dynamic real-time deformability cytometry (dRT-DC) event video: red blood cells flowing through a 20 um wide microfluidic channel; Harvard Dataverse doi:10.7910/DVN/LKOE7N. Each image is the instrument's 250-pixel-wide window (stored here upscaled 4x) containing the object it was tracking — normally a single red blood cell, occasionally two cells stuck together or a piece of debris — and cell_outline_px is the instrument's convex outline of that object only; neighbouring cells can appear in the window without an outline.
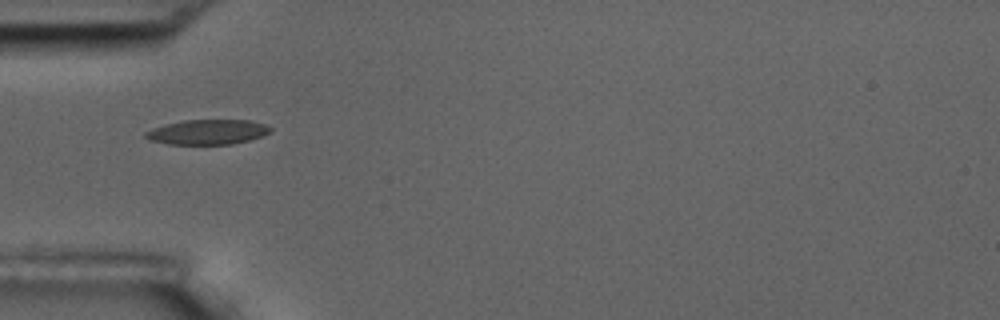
{"species": "common noctule bat (a hibernating species)", "species_latin": "Nyctalus noctula", "temperature_condition": "room temperature", "stored_images_in_passage": 9, "camera_frame_rate_fps": 3000, "um_per_image_px": 0.085, "animal": {"sex": "male", "body_mass_g": 17.5, "forearm_length_mm": 52.3}, "frame": {"image": 1, "passage_image": 1, "time_ms": 0.0, "image_size_px": [1000, 320], "cell_outline_px": [[272, 128], [268, 132], [260, 136], [248, 140], [232, 144], [168, 144], [148, 140], [144, 136], [144, 132], [152, 128], [184, 120], [248, 120], [264, 124]], "centroid_in_image_um": [17.59, 11.22], "position_along_channel_um": 67.4, "area_um2": 17.92}}
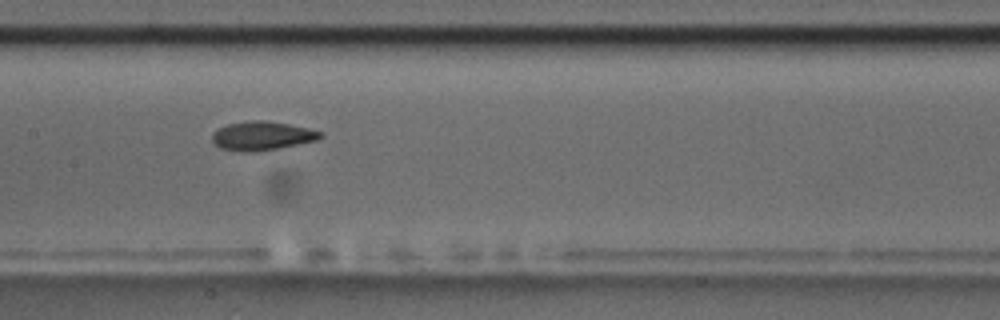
{"frame": {"image": 2, "passage_image": 4, "time_ms": 3.333, "image_size_px": [1000, 320], "cell_outline_px": [[324, 136], [316, 140], [280, 148], [256, 152], [248, 152], [220, 148], [212, 140], [212, 132], [228, 124], [248, 120], [264, 120], [288, 124], [308, 128], [324, 132]], "centroid_in_image_um": [22.29, 11.54], "position_along_channel_um": 185.1, "area_um2": 18.21}}
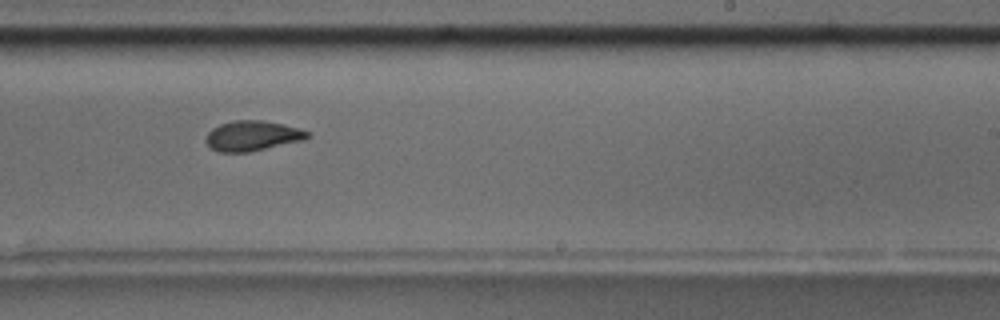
{"frame": {"image": 3, "passage_image": 6, "time_ms": 5.667, "image_size_px": [1000, 320], "cell_outline_px": [[308, 136], [304, 140], [248, 152], [220, 152], [212, 148], [204, 140], [208, 132], [212, 128], [220, 124], [232, 120], [264, 120], [284, 124], [300, 128], [308, 132]], "centroid_in_image_um": [21.44, 11.53], "position_along_channel_um": 267.6, "area_um2": 17.8}}